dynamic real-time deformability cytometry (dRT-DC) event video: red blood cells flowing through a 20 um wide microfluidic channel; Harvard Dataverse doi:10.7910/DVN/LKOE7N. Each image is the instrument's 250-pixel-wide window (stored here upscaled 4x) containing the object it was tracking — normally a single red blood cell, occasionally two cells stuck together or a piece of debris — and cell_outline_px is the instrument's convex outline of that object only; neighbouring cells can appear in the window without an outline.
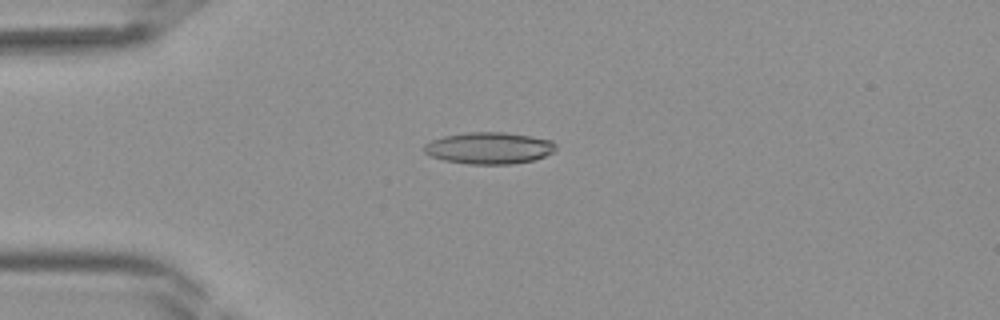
{"species": "Egyptian fruit bat (a non-hibernating species)", "species_latin": "Rousettus aegyptiacus", "temperature_condition": "room temperature", "stored_images_in_passage": 40, "segment_of_instrument_passage": [1, 2], "camera_frame_rate_fps": 3000, "um_per_image_px": 0.085, "frame": {"image": 1, "passage_image": 9, "time_ms": 2.667, "image_size_px": [1000, 320], "cell_outline_px": [[556, 148], [552, 152], [544, 156], [532, 160], [512, 164], [468, 164], [444, 160], [432, 156], [424, 152], [424, 144], [432, 140], [444, 136], [464, 132], [504, 132], [532, 136], [552, 140], [556, 144]], "centroid_in_image_um": [41.57, 12.57], "position_along_channel_um": 43.4, "area_um2": 24.33}}
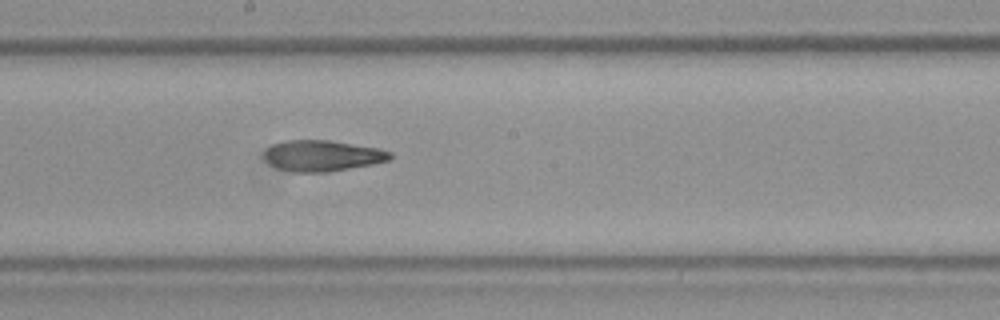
{"frame": {"image": 2, "passage_image": 21, "time_ms": 6.667, "image_size_px": [1000, 320], "cell_outline_px": [[392, 156], [388, 160], [372, 164], [328, 172], [292, 172], [276, 168], [268, 164], [264, 160], [264, 152], [272, 144], [288, 140], [328, 140], [376, 148], [392, 152]], "centroid_in_image_um": [27.34, 13.24], "position_along_channel_um": 220.9, "area_um2": 22.66}}
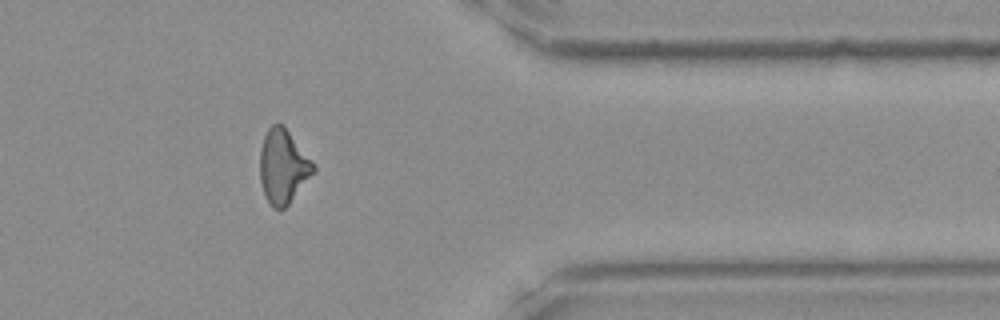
{"frame": {"image": 3, "passage_image": 32, "time_ms": 10.333, "image_size_px": [1000, 320], "cell_outline_px": [[316, 172], [288, 204], [284, 208], [272, 208], [264, 192], [260, 180], [260, 148], [264, 136], [268, 128], [272, 124], [284, 124], [316, 164]], "centroid_in_image_um": [24.1, 14.11], "position_along_channel_um": 387.3, "area_um2": 23.35}}